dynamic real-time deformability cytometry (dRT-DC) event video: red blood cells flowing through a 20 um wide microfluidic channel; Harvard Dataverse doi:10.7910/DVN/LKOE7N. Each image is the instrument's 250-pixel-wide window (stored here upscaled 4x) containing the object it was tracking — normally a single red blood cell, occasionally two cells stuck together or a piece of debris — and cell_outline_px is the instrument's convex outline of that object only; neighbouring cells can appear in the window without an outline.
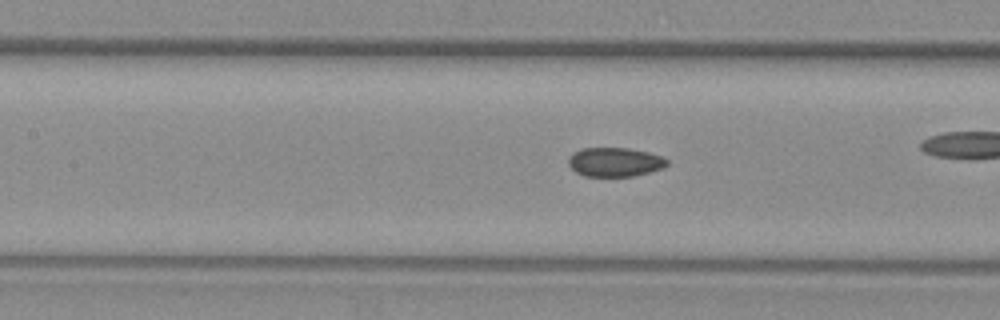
{"species": "common noctule bat (a hibernating species)", "species_latin": "Nyctalus noctula", "temperature_condition": "warm", "stored_images_in_passage": 55, "camera_frame_rate_fps": 3000, "um_per_image_px": 0.085, "animal": {"sex": "female", "body_mass_g": 29.2, "forearm_length_mm": 56.3}, "frame": {"image": 1, "passage_image": 24, "time_ms": 7.667, "image_size_px": [1000, 320], "cell_outline_px": [[668, 164], [660, 168], [648, 172], [632, 176], [584, 176], [576, 172], [568, 164], [568, 160], [580, 148], [628, 148], [648, 152], [660, 156], [668, 160]], "centroid_in_image_um": [52.25, 13.77], "position_along_channel_um": 155.1, "area_um2": 16.42}, "authors_computed_cell_mechanics": {"area_um2": 17.1666, "velocity_mm_per_s": 3.7924, "shape_relaxation_time_tau1_ms": null, "shape_relaxation_time_tau2_ms": 3.0067, "deformation_change_tau1": null, "deformation_change_tau2": 0.0717}}